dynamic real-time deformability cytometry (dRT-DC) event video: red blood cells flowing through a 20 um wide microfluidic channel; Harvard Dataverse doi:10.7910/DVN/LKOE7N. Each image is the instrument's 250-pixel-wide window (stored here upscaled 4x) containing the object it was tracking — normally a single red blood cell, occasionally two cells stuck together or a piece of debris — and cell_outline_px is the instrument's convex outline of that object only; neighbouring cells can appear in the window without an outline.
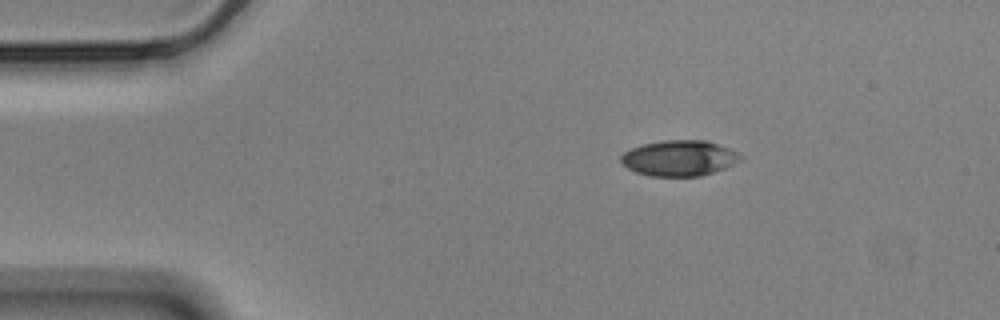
{"species": "Egyptian fruit bat (a non-hibernating species)", "species_latin": "Rousettus aegyptiacus", "temperature_condition": "cold", "stored_images_in_passage": 48, "camera_frame_rate_fps": 3000, "um_per_image_px": 0.085, "animal": {"sex": "male"}, "frame": {"image": 1, "passage_image": 1, "time_ms": 0.0, "image_size_px": [1000, 320], "cell_outline_px": [[744, 156], [740, 160], [724, 168], [700, 176], [648, 176], [636, 172], [628, 168], [620, 160], [620, 156], [624, 152], [632, 148], [644, 144], [664, 140], [708, 140], [728, 148]], "centroid_in_image_um": [57.73, 13.44], "position_along_channel_um": 27.3, "area_um2": 24.68}}
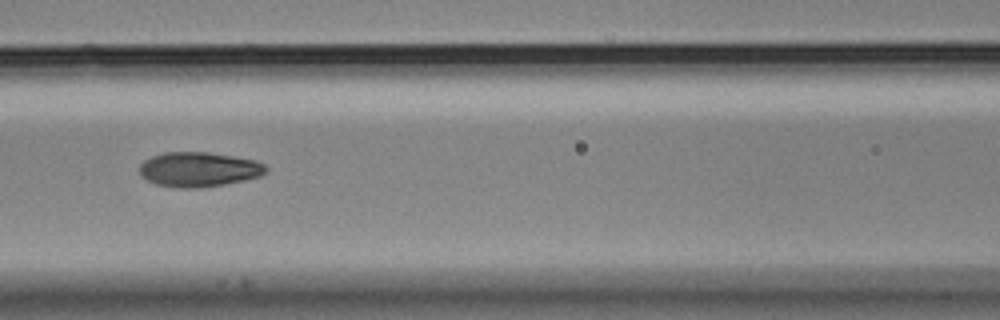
{"frame": {"image": 2, "passage_image": 16, "time_ms": 5.0, "image_size_px": [1000, 320], "cell_outline_px": [[268, 172], [260, 176], [244, 180], [224, 184], [200, 188], [176, 188], [156, 184], [140, 176], [140, 164], [144, 160], [152, 156], [164, 152], [208, 152], [256, 160], [264, 164], [268, 168]], "centroid_in_image_um": [16.9, 14.4], "position_along_channel_um": 149.7, "area_um2": 25.72}}
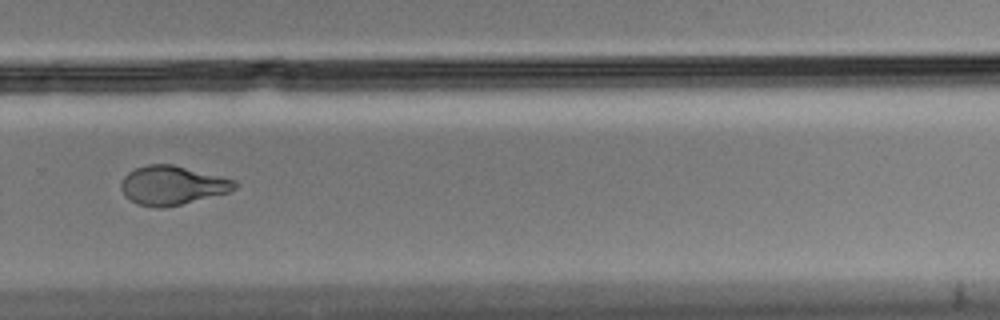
{"frame": {"image": 3, "passage_image": 30, "time_ms": 9.667, "image_size_px": [1000, 320], "cell_outline_px": [[236, 188], [228, 192], [164, 208], [156, 208], [136, 204], [124, 196], [120, 188], [120, 184], [124, 176], [128, 172], [136, 168], [148, 164], [172, 164], [220, 176], [232, 180], [236, 184]], "centroid_in_image_um": [14.56, 15.76], "position_along_channel_um": 315.2, "area_um2": 25.61}, "authors_computed_cell_mechanics": {"area_um2": 25.6343, "velocity_mm_per_s": 3.5584, "shape_relaxation_time_tau1_ms": 3.494, "shape_relaxation_time_tau2_ms": 1.8595, "deformation_change_tau1": 0.15, "deformation_change_tau2": 0.0746}}